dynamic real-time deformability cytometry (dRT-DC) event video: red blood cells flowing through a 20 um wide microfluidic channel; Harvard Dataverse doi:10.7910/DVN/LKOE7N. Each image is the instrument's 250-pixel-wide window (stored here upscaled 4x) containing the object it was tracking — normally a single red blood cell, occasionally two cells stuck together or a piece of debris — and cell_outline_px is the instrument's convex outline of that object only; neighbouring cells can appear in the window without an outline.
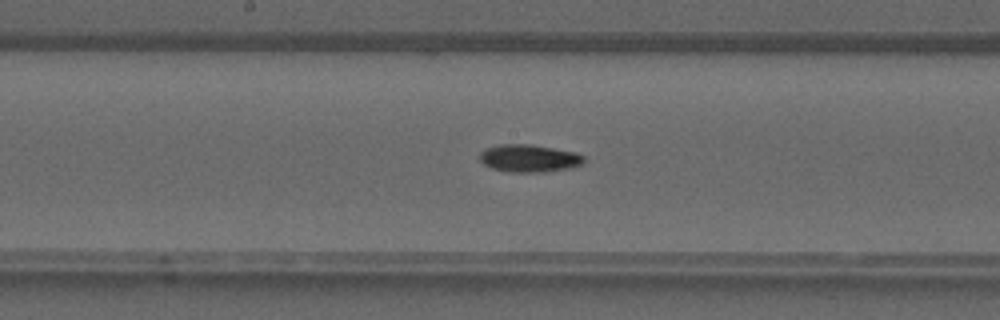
{"species": "common noctule bat (a hibernating species)", "species_latin": "Nyctalus noctula", "temperature_condition": "warm", "stored_images_in_passage": 31, "camera_frame_rate_fps": 3000, "um_per_image_px": 0.085, "animal": {"sex": "male", "forearm_length_mm": 52.5}, "frame": {"image": 1, "passage_image": 11, "time_ms": 3.333, "image_size_px": [1000, 320], "cell_outline_px": [[584, 164], [572, 168], [544, 172], [508, 172], [492, 168], [484, 164], [480, 160], [480, 152], [488, 148], [500, 144], [532, 144], [576, 152], [584, 156]], "centroid_in_image_um": [45.02, 13.46], "position_along_channel_um": 203.2, "area_um2": 16.88}}
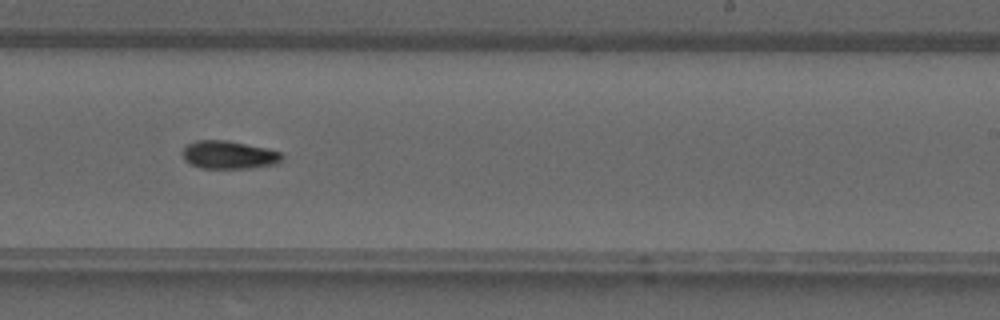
{"frame": {"image": 2, "passage_image": 15, "time_ms": 4.667, "image_size_px": [1000, 320], "cell_outline_px": [[284, 156], [276, 164], [248, 168], [200, 168], [184, 160], [184, 148], [188, 144], [196, 140], [228, 140], [264, 148], [280, 152]], "centroid_in_image_um": [19.45, 13.16], "position_along_channel_um": 269.6, "area_um2": 16.01}}
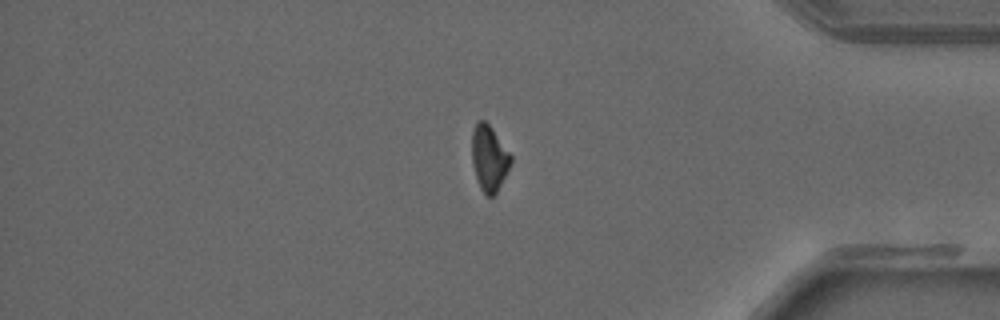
{"frame": {"image": 3, "passage_image": 24, "time_ms": 7.667, "image_size_px": [1000, 320], "cell_outline_px": [[512, 160], [496, 192], [492, 196], [488, 196], [480, 188], [472, 164], [472, 132], [476, 120], [484, 120], [492, 128], [512, 156]], "centroid_in_image_um": [41.55, 13.4], "position_along_channel_um": 393.6, "area_um2": 14.62}}